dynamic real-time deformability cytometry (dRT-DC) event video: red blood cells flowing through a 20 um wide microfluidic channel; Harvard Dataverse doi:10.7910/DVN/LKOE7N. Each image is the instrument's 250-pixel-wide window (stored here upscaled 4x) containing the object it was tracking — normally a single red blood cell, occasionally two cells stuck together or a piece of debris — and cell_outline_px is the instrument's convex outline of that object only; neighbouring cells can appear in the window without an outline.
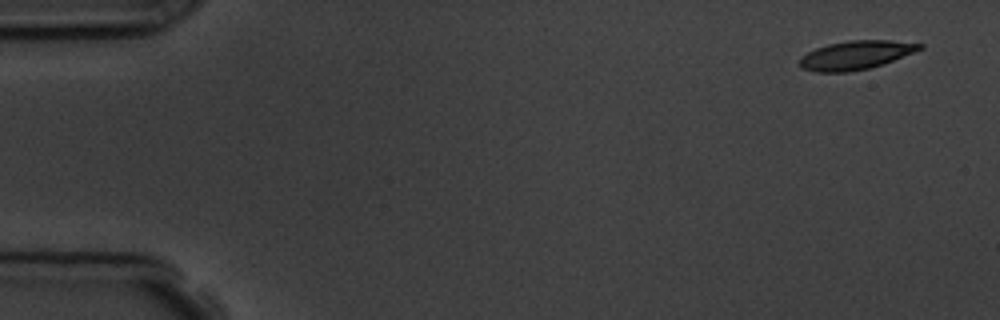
{"species": "common noctule bat (a hibernating species)", "species_latin": "Nyctalus noctula", "temperature_condition": "room temperature", "stored_images_in_passage": 6, "segment_of_instrument_passage": [2, 2], "camera_frame_rate_fps": 3000, "um_per_image_px": 0.085, "animal": {"sex": "male", "body_mass_g": 19.5, "forearm_length_mm": 54.6}, "frame": {"image": 1, "passage_image": 6, "time_ms": 6.0, "image_size_px": [1000, 320], "cell_outline_px": [[924, 48], [892, 60], [868, 68], [848, 72], [816, 72], [804, 68], [800, 64], [800, 60], [808, 52], [816, 48], [828, 44], [848, 40], [888, 40], [924, 44]], "centroid_in_image_um": [72.75, 4.67], "position_along_channel_um": 12.3, "area_um2": 19.65}}